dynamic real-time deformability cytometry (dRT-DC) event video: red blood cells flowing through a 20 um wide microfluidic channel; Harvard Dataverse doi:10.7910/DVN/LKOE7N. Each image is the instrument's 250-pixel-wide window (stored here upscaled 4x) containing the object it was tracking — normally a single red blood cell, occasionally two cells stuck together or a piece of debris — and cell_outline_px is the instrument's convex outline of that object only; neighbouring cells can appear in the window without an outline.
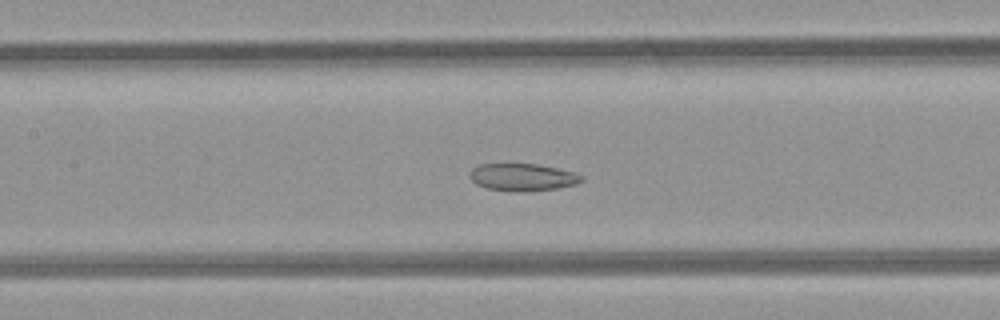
{"species": "common noctule bat (a hibernating species)", "species_latin": "Nyctalus noctula", "temperature_condition": "room temperature", "stored_images_in_passage": 48, "camera_frame_rate_fps": 3000, "um_per_image_px": 0.085, "animal": {"sex": "female", "body_mass_g": 21.9}, "frame": {"image": 1, "passage_image": 22, "time_ms": 7.0, "image_size_px": [1000, 320], "cell_outline_px": [[584, 180], [576, 184], [556, 188], [524, 192], [520, 192], [488, 188], [476, 184], [468, 176], [472, 168], [480, 164], [536, 164], [576, 172], [584, 176]], "centroid_in_image_um": [44.44, 15.06], "position_along_channel_um": 163.0, "area_um2": 17.8}}
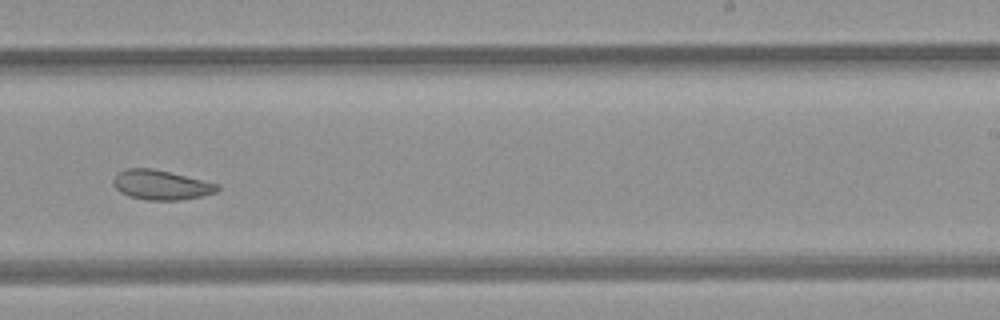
{"frame": {"image": 2, "passage_image": 30, "time_ms": 9.667, "image_size_px": [1000, 320], "cell_outline_px": [[220, 188], [216, 192], [200, 196], [180, 200], [148, 200], [128, 196], [120, 192], [112, 184], [112, 180], [116, 172], [124, 168], [152, 168], [220, 184]], "centroid_in_image_um": [13.64, 15.71], "position_along_channel_um": 275.4, "area_um2": 18.09}}
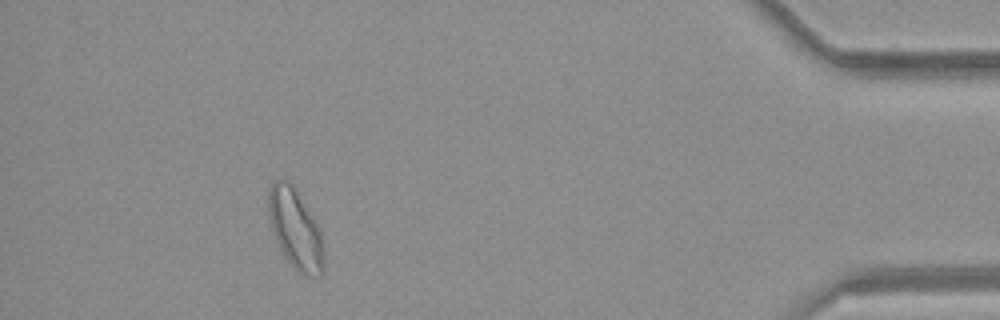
{"frame": {"image": 3, "passage_image": 44, "time_ms": 14.333, "image_size_px": [1000, 320], "cell_outline_px": [[324, 272], [320, 276], [300, 272], [284, 256], [276, 240], [272, 228], [268, 212], [268, 188], [276, 180], [284, 176], [292, 184], [312, 216], [320, 232], [324, 248]], "centroid_in_image_um": [25.1, 19.42], "position_along_channel_um": 410.1, "area_um2": 25.37}, "authors_computed_cell_mechanics": {"area_um2": 22.542, "velocity_mm_per_s": 4.2313, "shape_relaxation_time_tau1_ms": null, "shape_relaxation_time_tau2_ms": 2.9082, "deformation_change_tau1": null, "deformation_change_tau2": 0.0776}}